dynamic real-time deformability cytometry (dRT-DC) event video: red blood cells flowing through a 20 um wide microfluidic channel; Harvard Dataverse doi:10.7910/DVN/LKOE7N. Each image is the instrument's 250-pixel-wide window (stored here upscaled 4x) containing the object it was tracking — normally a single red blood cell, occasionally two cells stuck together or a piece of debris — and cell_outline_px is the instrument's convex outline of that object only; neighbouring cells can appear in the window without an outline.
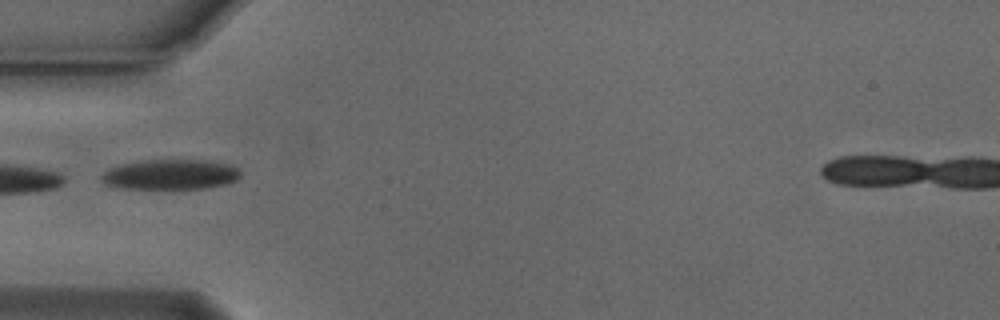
{"species": "Egyptian fruit bat (a non-hibernating species)", "species_latin": "Rousettus aegyptiacus", "temperature_condition": "cold", "stored_images_in_passage": 3, "camera_frame_rate_fps": 3000, "um_per_image_px": 0.085, "animal": {"sex": "male"}, "frame": {"image": 1, "passage_image": 1, "time_ms": 0.0, "image_size_px": [1000, 320], "cell_outline_px": [[240, 176], [236, 180], [228, 184], [204, 188], [172, 192], [120, 188], [104, 184], [100, 180], [100, 176], [108, 168], [124, 164], [144, 160], [208, 160], [228, 164], [236, 168], [240, 172]], "centroid_in_image_um": [14.45, 14.89], "position_along_channel_um": 70.5, "area_um2": 25.55}}